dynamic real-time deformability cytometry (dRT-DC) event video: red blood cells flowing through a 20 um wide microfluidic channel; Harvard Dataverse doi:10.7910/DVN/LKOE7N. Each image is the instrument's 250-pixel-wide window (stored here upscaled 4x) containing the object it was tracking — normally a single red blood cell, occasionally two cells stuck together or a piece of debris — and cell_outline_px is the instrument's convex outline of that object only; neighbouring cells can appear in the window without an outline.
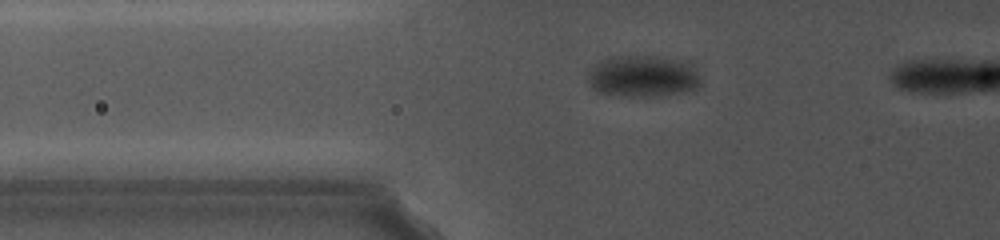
{"species": "common noctule bat (a hibernating species)", "species_latin": "Nyctalus noctula", "temperature_condition": "cold", "stored_images_in_passage": 35, "camera_frame_rate_fps": 5000, "um_per_image_px": 0.085, "animal": {"sex": "female", "body_mass_g": 19.0, "forearm_length_mm": 56.7}, "frame": {"image": 1, "passage_image": 2, "time_ms": 0.4, "image_size_px": [1000, 240], "cell_outline_px": [[696, 84], [692, 88], [664, 92], [600, 92], [588, 80], [592, 64], [600, 60], [612, 56], [668, 56], [688, 60], [696, 64]], "centroid_in_image_um": [54.63, 6.31], "position_along_channel_um": 71.2, "area_um2": 25.37}}
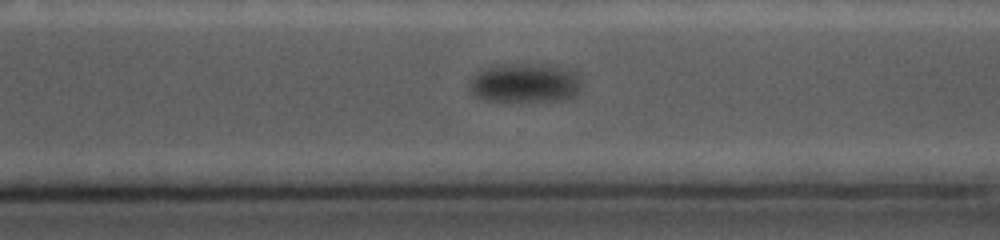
{"frame": {"image": 2, "passage_image": 26, "time_ms": 8.6, "image_size_px": [1000, 240], "cell_outline_px": [[580, 92], [564, 100], [484, 100], [476, 96], [468, 88], [472, 80], [484, 68], [508, 64], [524, 64], [568, 68], [576, 72], [580, 76]], "centroid_in_image_um": [44.67, 7.06], "position_along_channel_um": 325.9, "area_um2": 25.03}}
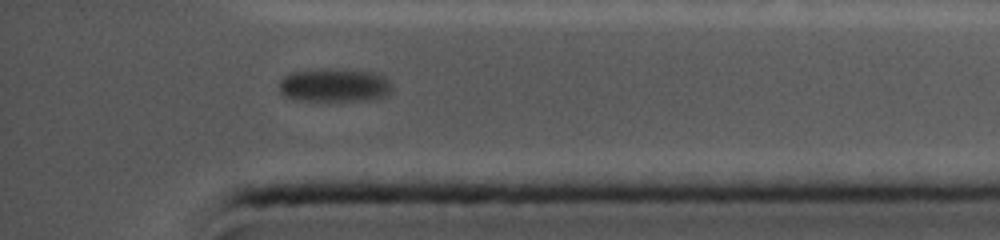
{"frame": {"image": 3, "passage_image": 33, "time_ms": 11.0, "image_size_px": [1000, 240], "cell_outline_px": [[392, 88], [384, 96], [356, 100], [300, 100], [284, 96], [280, 92], [280, 80], [284, 76], [292, 72], [320, 68], [332, 68], [368, 72], [384, 76], [392, 84]], "centroid_in_image_um": [28.37, 7.22], "position_along_channel_um": 406.8, "area_um2": 21.68}, "authors_computed_cell_mechanics": {"area_um2": 26.1834, "velocity_mm_per_s": 3.3144, "shape_relaxation_time_tau1_ms": 1.3243, "shape_relaxation_time_tau2_ms": null, "deformation_change_tau1": 0.0414, "deformation_change_tau2": null}}